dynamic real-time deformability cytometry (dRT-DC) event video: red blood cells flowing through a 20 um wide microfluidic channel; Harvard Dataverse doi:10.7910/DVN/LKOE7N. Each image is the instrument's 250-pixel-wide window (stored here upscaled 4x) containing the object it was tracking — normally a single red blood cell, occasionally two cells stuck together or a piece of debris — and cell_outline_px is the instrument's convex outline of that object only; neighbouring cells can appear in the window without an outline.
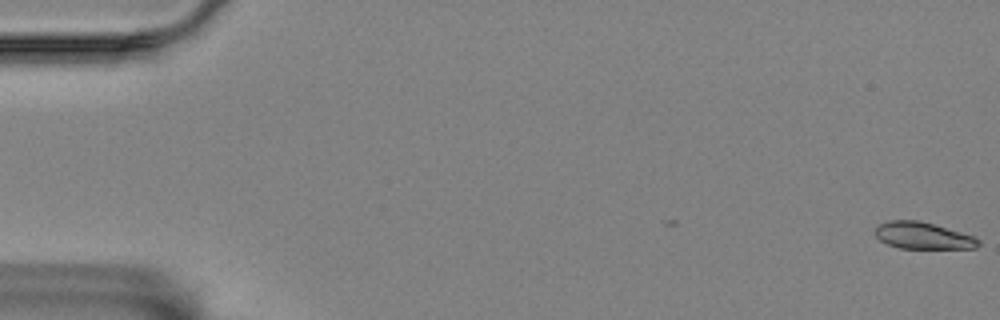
{"species": "Egyptian fruit bat (a non-hibernating species)", "species_latin": "Rousettus aegyptiacus", "temperature_condition": "room temperature", "stored_images_in_passage": 13, "camera_frame_rate_fps": 3000, "um_per_image_px": 0.085, "animal": {"sex": "female"}, "frame": {"image": 1, "passage_image": 1, "time_ms": 0.0, "image_size_px": [1000, 320], "cell_outline_px": [[980, 244], [976, 248], [900, 248], [888, 244], [880, 240], [876, 236], [876, 224], [888, 220], [920, 220], [976, 236], [980, 240]], "centroid_in_image_um": [78.46, 20.01], "position_along_channel_um": 6.5, "area_um2": 16.24}}